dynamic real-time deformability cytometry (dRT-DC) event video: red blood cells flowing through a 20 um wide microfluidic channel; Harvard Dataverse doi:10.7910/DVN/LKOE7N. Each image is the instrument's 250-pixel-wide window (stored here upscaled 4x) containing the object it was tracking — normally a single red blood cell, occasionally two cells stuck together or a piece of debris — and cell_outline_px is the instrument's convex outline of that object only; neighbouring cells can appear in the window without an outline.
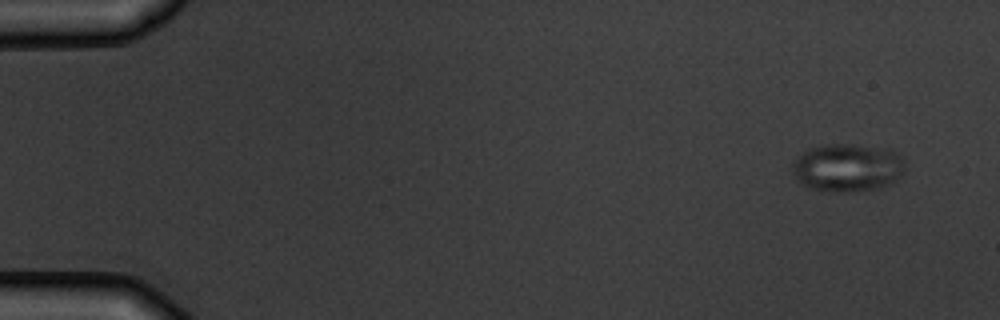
{"species": "common noctule bat (a hibernating species)", "species_latin": "Nyctalus noctula", "temperature_condition": "warm", "stored_images_in_passage": 5, "camera_frame_rate_fps": 3000, "um_per_image_px": 0.085, "animal": {"sex": "male", "body_mass_g": 19.5, "forearm_length_mm": 54.6}, "frame": {"image": 1, "passage_image": 1, "time_ms": 0.0, "image_size_px": [1000, 320], "cell_outline_px": [[904, 172], [892, 184], [880, 188], [856, 192], [836, 192], [812, 188], [796, 180], [792, 172], [792, 168], [796, 160], [808, 148], [820, 144], [852, 144], [888, 148], [900, 152], [904, 160]], "centroid_in_image_um": [72.1, 14.24], "position_along_channel_um": 12.9, "area_um2": 32.02}}